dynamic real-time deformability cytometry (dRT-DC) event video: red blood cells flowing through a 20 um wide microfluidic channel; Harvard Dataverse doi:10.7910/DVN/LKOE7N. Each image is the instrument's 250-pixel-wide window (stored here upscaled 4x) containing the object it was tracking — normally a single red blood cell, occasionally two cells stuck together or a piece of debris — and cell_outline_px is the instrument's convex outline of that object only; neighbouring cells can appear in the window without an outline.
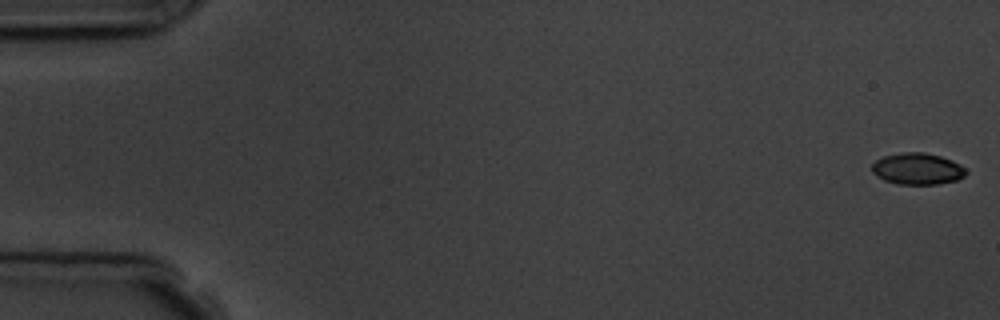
{"species": "common noctule bat (a hibernating species)", "species_latin": "Nyctalus noctula", "temperature_condition": "room temperature", "stored_images_in_passage": 5, "camera_frame_rate_fps": 3000, "um_per_image_px": 0.085, "animal": {"sex": "male", "body_mass_g": 19.5, "forearm_length_mm": 54.6}, "frame": {"image": 1, "passage_image": 1, "time_ms": 0.0, "image_size_px": [1000, 320], "cell_outline_px": [[968, 172], [964, 176], [956, 180], [936, 184], [896, 184], [884, 180], [872, 172], [872, 164], [876, 160], [884, 156], [900, 152], [924, 152], [940, 156], [952, 160], [960, 164]], "centroid_in_image_um": [77.98, 14.34], "position_along_channel_um": 7.0, "area_um2": 17.28}}
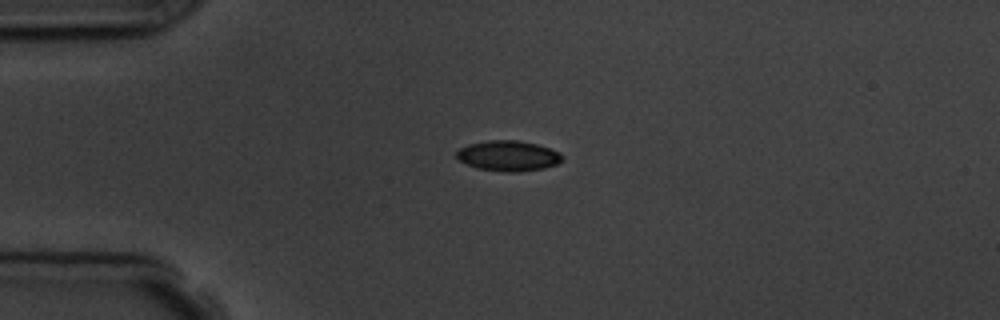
{"frame": {"image": 2, "passage_image": 4, "time_ms": 4.333, "image_size_px": [1000, 320], "cell_outline_px": [[564, 156], [556, 164], [544, 168], [516, 172], [504, 172], [476, 168], [460, 160], [456, 156], [456, 152], [460, 148], [468, 144], [488, 140], [516, 140], [536, 144], [560, 152]], "centroid_in_image_um": [43.19, 13.24], "position_along_channel_um": 41.8, "area_um2": 18.61}}